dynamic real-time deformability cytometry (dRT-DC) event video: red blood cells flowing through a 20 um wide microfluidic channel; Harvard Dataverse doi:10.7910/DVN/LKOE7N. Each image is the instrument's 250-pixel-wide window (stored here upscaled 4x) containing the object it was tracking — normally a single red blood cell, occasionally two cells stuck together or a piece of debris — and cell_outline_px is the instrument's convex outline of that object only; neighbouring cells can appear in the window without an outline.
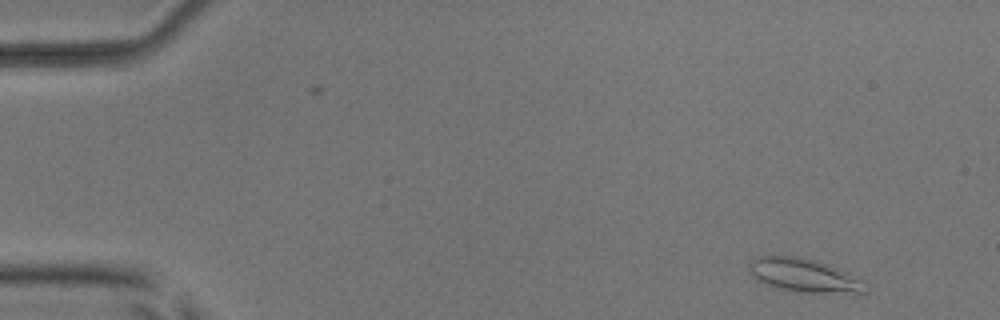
{"species": "common noctule bat (a hibernating species)", "species_latin": "Nyctalus noctula", "temperature_condition": "room temperature", "stored_images_in_passage": 2, "camera_frame_rate_fps": 3000, "um_per_image_px": 0.085, "animal": {"sex": "male", "body_mass_g": 17.9, "forearm_length_mm": 54.2}, "frame": {"image": 1, "passage_image": 2, "time_ms": 1.0, "image_size_px": [1000, 320], "cell_outline_px": [[868, 292], [800, 292], [780, 288], [768, 284], [760, 280], [748, 272], [748, 264], [752, 260], [760, 256], [800, 256], [828, 264], [844, 272], [856, 280]], "centroid_in_image_um": [68.2, 23.37], "position_along_channel_um": 16.8, "area_um2": 21.62}}